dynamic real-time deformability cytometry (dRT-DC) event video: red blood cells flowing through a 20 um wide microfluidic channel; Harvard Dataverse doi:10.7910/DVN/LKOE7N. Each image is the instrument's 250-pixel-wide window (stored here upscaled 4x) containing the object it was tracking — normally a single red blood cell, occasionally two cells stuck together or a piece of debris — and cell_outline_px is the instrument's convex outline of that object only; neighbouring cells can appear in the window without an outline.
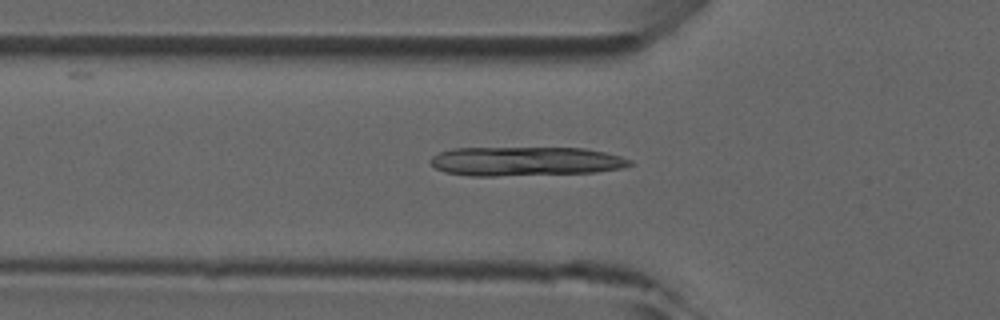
{"species": "common noctule bat (a hibernating species)", "species_latin": "Nyctalus noctula", "temperature_condition": "room temperature", "stored_images_in_passage": 47, "camera_frame_rate_fps": 3000, "um_per_image_px": 0.085, "animal": {"sex": "male", "forearm_length_mm": 52.5}, "frame": {"image": 1, "passage_image": 16, "time_ms": 5.0, "image_size_px": [1000, 320], "cell_outline_px": [[632, 164], [620, 168], [596, 172], [496, 176], [472, 176], [444, 172], [436, 168], [428, 160], [432, 156], [440, 152], [452, 148], [584, 148], [604, 152], [620, 156], [632, 160]], "centroid_in_image_um": [44.63, 13.71], "position_along_channel_um": 81.2, "area_um2": 33.81}}
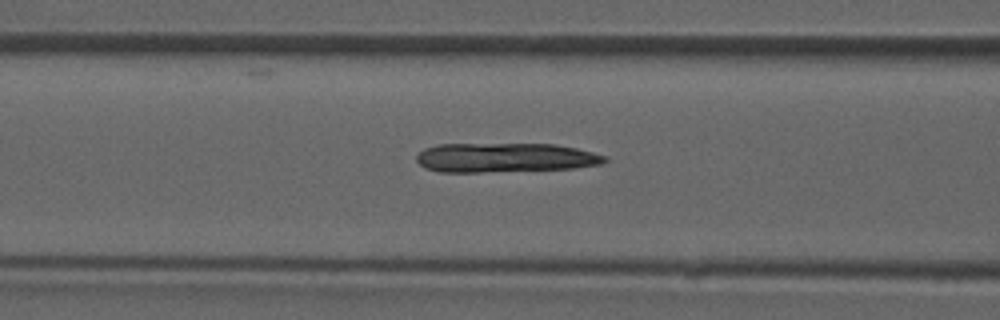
{"frame": {"image": 2, "passage_image": 19, "time_ms": 6.0, "image_size_px": [1000, 320], "cell_outline_px": [[608, 160], [600, 164], [576, 168], [480, 172], [440, 172], [424, 168], [416, 160], [416, 156], [424, 148], [440, 144], [556, 144], [576, 148], [608, 156]], "centroid_in_image_um": [42.93, 13.4], "position_along_channel_um": 123.7, "area_um2": 32.31}}
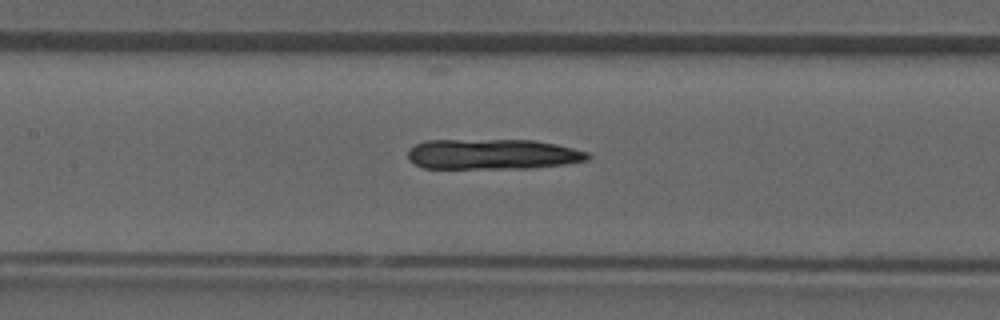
{"frame": {"image": 3, "passage_image": 22, "time_ms": 7.0, "image_size_px": [1000, 320], "cell_outline_px": [[592, 156], [588, 160], [564, 164], [528, 168], [424, 168], [408, 160], [408, 148], [416, 144], [428, 140], [536, 140], [556, 144], [588, 152]], "centroid_in_image_um": [41.87, 13.1], "position_along_channel_um": 165.5, "area_um2": 31.85}}